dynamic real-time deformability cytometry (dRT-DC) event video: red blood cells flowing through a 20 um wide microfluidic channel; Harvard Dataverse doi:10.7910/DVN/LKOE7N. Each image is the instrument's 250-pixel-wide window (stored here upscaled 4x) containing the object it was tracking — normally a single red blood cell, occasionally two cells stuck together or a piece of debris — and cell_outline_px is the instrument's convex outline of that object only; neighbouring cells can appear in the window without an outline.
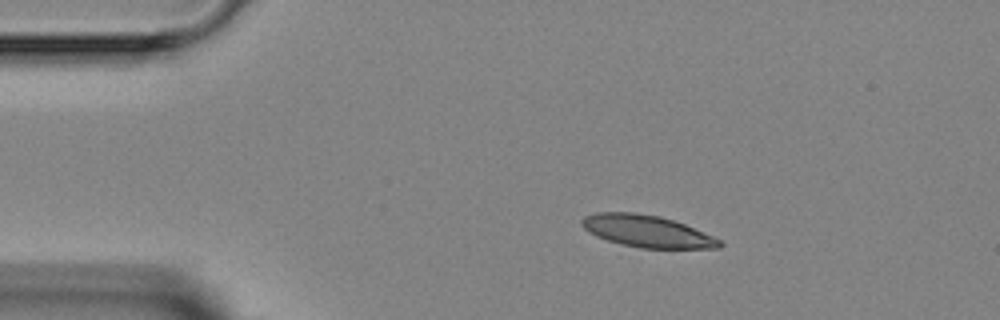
{"species": "Egyptian fruit bat (a non-hibernating species)", "species_latin": "Rousettus aegyptiacus", "temperature_condition": "room temperature", "stored_images_in_passage": 2, "camera_frame_rate_fps": 3000, "um_per_image_px": 0.085, "animal": {"sex": "female"}, "frame": {"image": 1, "passage_image": 1, "time_ms": 0.0, "image_size_px": [1000, 320], "cell_outline_px": [[724, 244], [720, 248], [640, 248], [620, 244], [596, 236], [588, 232], [580, 224], [580, 220], [584, 216], [596, 212], [636, 212], [660, 216], [684, 224], [712, 236], [720, 240]], "centroid_in_image_um": [54.95, 19.65], "position_along_channel_um": 30.1, "area_um2": 25.66}}